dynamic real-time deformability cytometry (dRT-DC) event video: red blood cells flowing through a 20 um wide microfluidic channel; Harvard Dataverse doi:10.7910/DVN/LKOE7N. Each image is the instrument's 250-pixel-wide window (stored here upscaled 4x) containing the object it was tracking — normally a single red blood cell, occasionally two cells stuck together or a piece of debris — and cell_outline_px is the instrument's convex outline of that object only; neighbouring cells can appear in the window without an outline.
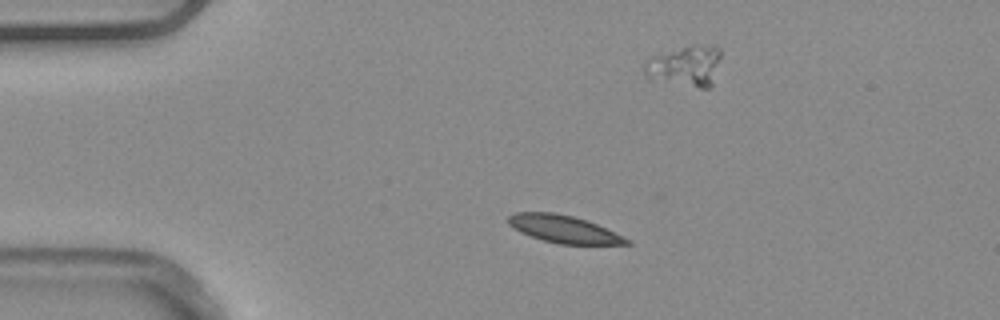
{"species": "common noctule bat (a hibernating species)", "species_latin": "Nyctalus noctula", "temperature_condition": "warm", "stored_images_in_passage": 43, "camera_frame_rate_fps": 3000, "um_per_image_px": 0.085, "animal": {"sex": "male", "body_mass_g": 20.4}, "frame": {"image": 1, "passage_image": 1, "time_ms": 0.0, "image_size_px": [1000, 320], "cell_outline_px": [[632, 244], [560, 244], [544, 240], [520, 232], [512, 228], [508, 224], [508, 216], [516, 212], [556, 212], [588, 220], [632, 240]], "centroid_in_image_um": [47.93, 19.46], "position_along_channel_um": 37.1, "area_um2": 18.96}}
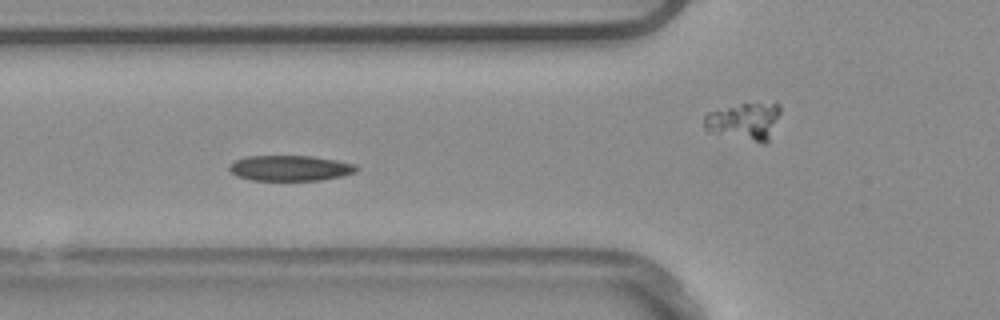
{"frame": {"image": 2, "passage_image": 9, "time_ms": 2.667, "image_size_px": [1000, 320], "cell_outline_px": [[360, 168], [356, 172], [340, 176], [320, 180], [252, 180], [236, 176], [228, 168], [228, 164], [236, 160], [248, 156], [312, 156], [336, 160], [356, 164]], "centroid_in_image_um": [24.67, 14.28], "position_along_channel_um": 101.1, "area_um2": 18.9}}
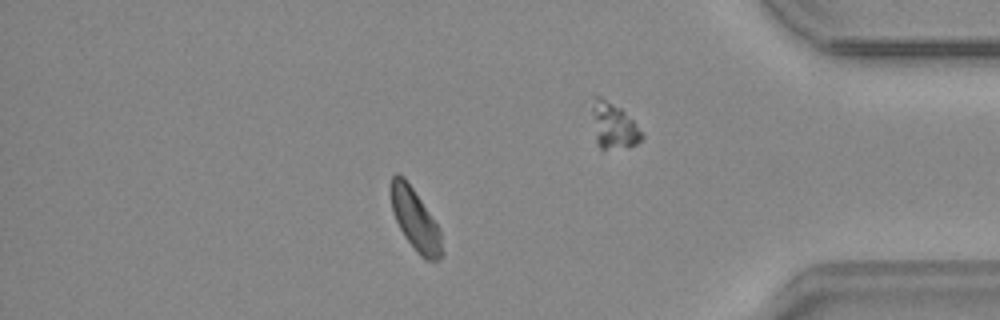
{"frame": {"image": 3, "passage_image": 35, "time_ms": 11.333, "image_size_px": [1000, 320], "cell_outline_px": [[444, 252], [436, 260], [424, 260], [416, 252], [404, 236], [392, 212], [392, 176], [396, 172], [400, 172], [404, 176], [436, 224], [440, 232]], "centroid_in_image_um": [35.29, 18.71], "position_along_channel_um": 399.9, "area_um2": 17.86}, "authors_computed_cell_mechanics": {"area_um2": 18.9584, "velocity_mm_per_s": 3.8588, "shape_relaxation_time_tau1_ms": 2.8605, "shape_relaxation_time_tau2_ms": null, "deformation_change_tau1": 0.093, "deformation_change_tau2": null}}